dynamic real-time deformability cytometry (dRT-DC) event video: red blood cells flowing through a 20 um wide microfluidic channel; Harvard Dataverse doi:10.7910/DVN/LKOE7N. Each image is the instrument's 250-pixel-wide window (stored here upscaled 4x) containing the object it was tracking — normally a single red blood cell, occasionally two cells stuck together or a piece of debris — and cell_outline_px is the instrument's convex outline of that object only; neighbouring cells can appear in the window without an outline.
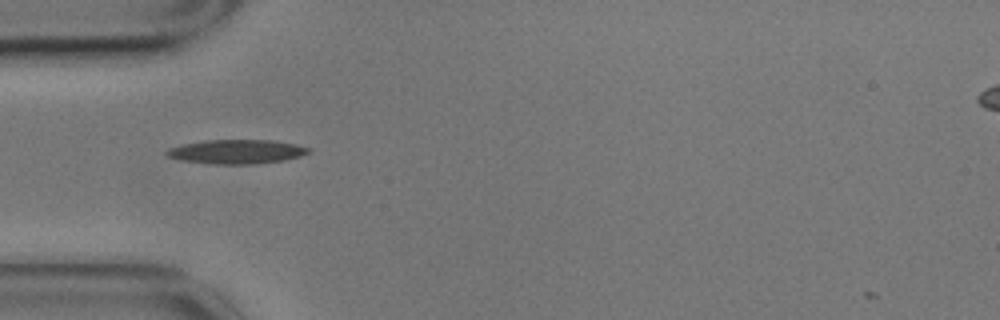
{"species": "common noctule bat (a hibernating species)", "species_latin": "Nyctalus noctula", "temperature_condition": "cold", "stored_images_in_passage": 41, "camera_frame_rate_fps": 3000, "um_per_image_px": 0.085, "animal": {"sex": "male", "body_mass_g": 17.9}, "frame": {"image": 1, "passage_image": 1, "time_ms": 0.0, "image_size_px": [1000, 320], "cell_outline_px": [[312, 152], [300, 156], [284, 160], [252, 164], [216, 164], [184, 160], [168, 156], [164, 152], [168, 148], [184, 144], [208, 140], [272, 140], [296, 144], [312, 148]], "centroid_in_image_um": [20.18, 12.88], "position_along_channel_um": 64.8, "area_um2": 19.83}}
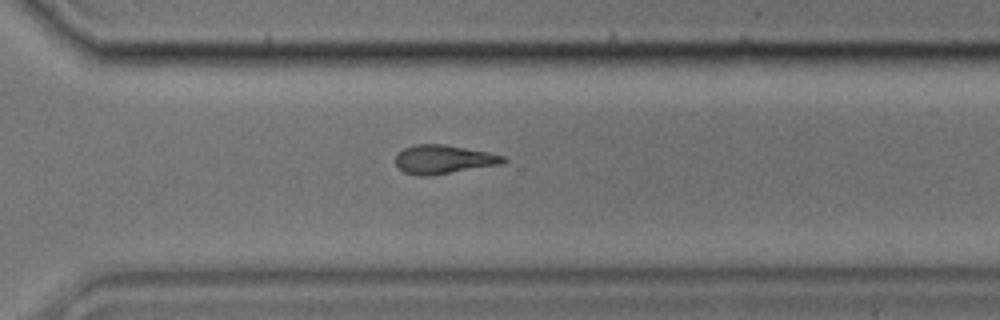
{"frame": {"image": 2, "passage_image": 24, "time_ms": 7.667, "image_size_px": [1000, 320], "cell_outline_px": [[508, 160], [504, 164], [428, 176], [416, 176], [404, 172], [396, 168], [396, 156], [404, 148], [416, 144], [444, 144], [488, 152], [504, 156]], "centroid_in_image_um": [37.71, 13.56], "position_along_channel_um": 332.9, "area_um2": 18.21}}
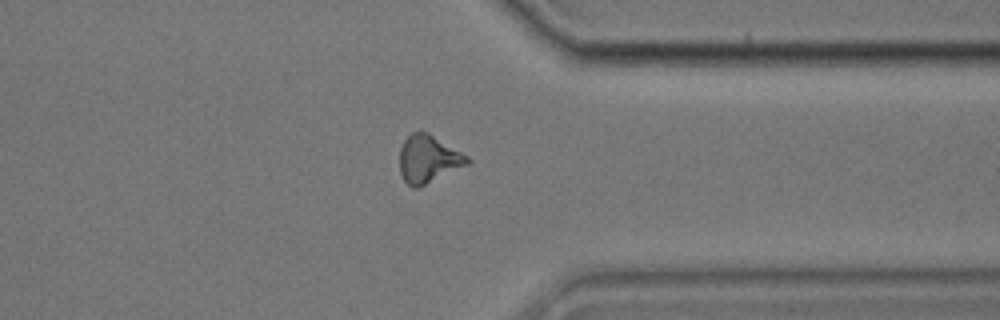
{"frame": {"image": 3, "passage_image": 28, "time_ms": 9.0, "image_size_px": [1000, 320], "cell_outline_px": [[472, 160], [468, 164], [416, 188], [412, 188], [404, 180], [400, 172], [400, 148], [404, 140], [412, 132], [428, 132], [468, 156]], "centroid_in_image_um": [36.39, 13.5], "position_along_channel_um": 375.0, "area_um2": 18.5}, "authors_computed_cell_mechanics": {"area_um2": 18.3226, "velocity_mm_per_s": 3.4991, "shape_relaxation_time_tau1_ms": 10.9923, "shape_relaxation_time_tau2_ms": null, "deformation_change_tau1": 0.2333, "deformation_change_tau2": null}}